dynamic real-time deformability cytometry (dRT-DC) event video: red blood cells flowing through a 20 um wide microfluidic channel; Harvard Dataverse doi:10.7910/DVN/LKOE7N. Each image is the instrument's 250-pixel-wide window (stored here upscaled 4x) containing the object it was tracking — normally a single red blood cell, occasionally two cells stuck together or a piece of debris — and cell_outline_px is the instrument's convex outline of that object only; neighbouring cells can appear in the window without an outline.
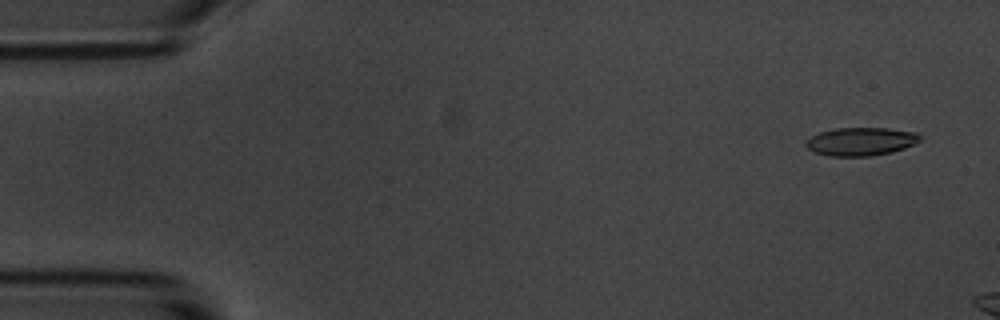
{"species": "common noctule bat (a hibernating species)", "species_latin": "Nyctalus noctula", "temperature_condition": "room temperature", "stored_images_in_passage": 3, "camera_frame_rate_fps": 3000, "um_per_image_px": 0.085, "animal": {"sex": "male", "body_mass_g": 20.1, "forearm_length_mm": 53.5}, "frame": {"image": 1, "passage_image": 1, "time_ms": 0.0, "image_size_px": [1000, 320], "cell_outline_px": [[920, 140], [904, 148], [892, 152], [872, 156], [828, 156], [816, 152], [808, 148], [804, 144], [804, 140], [820, 132], [836, 128], [888, 128], [916, 132], [920, 136]], "centroid_in_image_um": [73.15, 12.03], "position_along_channel_um": 11.9, "area_um2": 18.73}}